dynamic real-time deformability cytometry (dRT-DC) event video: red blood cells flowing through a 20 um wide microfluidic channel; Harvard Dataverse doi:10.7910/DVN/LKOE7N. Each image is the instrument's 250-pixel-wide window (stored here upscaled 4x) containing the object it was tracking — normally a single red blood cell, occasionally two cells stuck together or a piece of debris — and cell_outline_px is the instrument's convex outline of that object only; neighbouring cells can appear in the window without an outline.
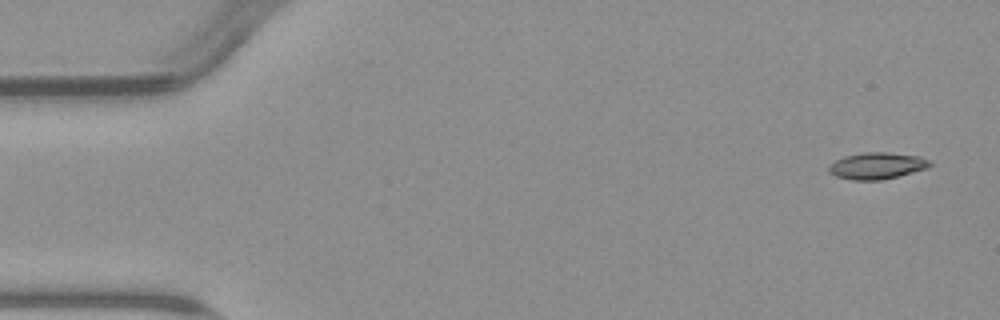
{"species": "common noctule bat (a hibernating species)", "species_latin": "Nyctalus noctula", "temperature_condition": "warm", "stored_images_in_passage": 7, "camera_frame_rate_fps": 3000, "um_per_image_px": 0.085, "animal": {"sex": "male", "body_mass_g": 23.1, "forearm_length_mm": 52.7}, "frame": {"image": 1, "passage_image": 1, "time_ms": 0.0, "image_size_px": [1000, 320], "cell_outline_px": [[932, 164], [928, 168], [880, 180], [852, 180], [836, 176], [828, 172], [828, 168], [836, 160], [844, 156], [864, 152], [884, 152], [920, 156], [928, 160]], "centroid_in_image_um": [74.53, 14.09], "position_along_channel_um": 10.5, "area_um2": 15.49}}
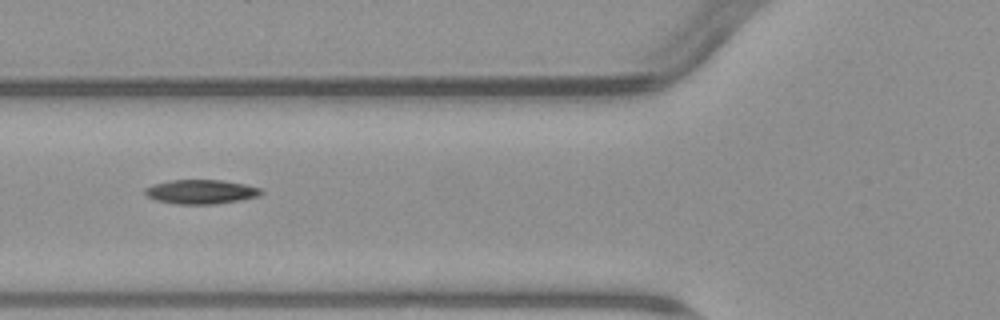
{"frame": {"image": 2, "passage_image": 6, "time_ms": 6.0, "image_size_px": [1000, 320], "cell_outline_px": [[264, 192], [260, 196], [240, 200], [216, 204], [176, 204], [156, 200], [148, 196], [144, 192], [144, 188], [152, 184], [168, 180], [220, 180], [244, 184], [260, 188]], "centroid_in_image_um": [17.07, 16.3], "position_along_channel_um": 108.7, "area_um2": 16.47}}
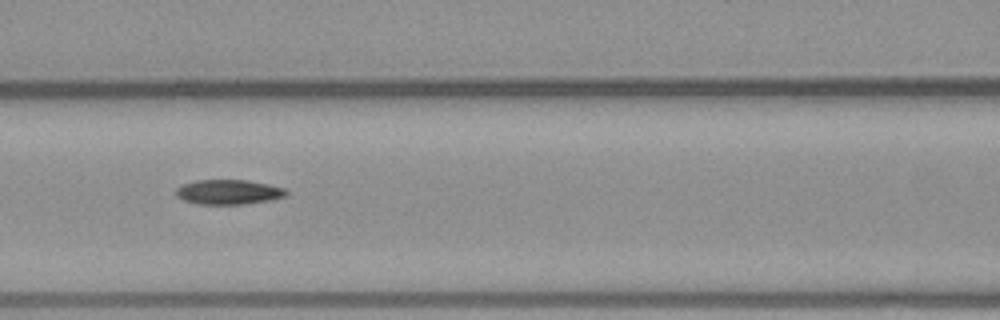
{"frame": {"image": 3, "passage_image": 7, "time_ms": 7.0, "image_size_px": [1000, 320], "cell_outline_px": [[288, 192], [284, 196], [268, 200], [240, 204], [196, 204], [184, 200], [176, 196], [176, 188], [184, 184], [196, 180], [244, 180], [268, 184], [284, 188]], "centroid_in_image_um": [19.38, 16.32], "position_along_channel_um": 147.2, "area_um2": 15.66}}